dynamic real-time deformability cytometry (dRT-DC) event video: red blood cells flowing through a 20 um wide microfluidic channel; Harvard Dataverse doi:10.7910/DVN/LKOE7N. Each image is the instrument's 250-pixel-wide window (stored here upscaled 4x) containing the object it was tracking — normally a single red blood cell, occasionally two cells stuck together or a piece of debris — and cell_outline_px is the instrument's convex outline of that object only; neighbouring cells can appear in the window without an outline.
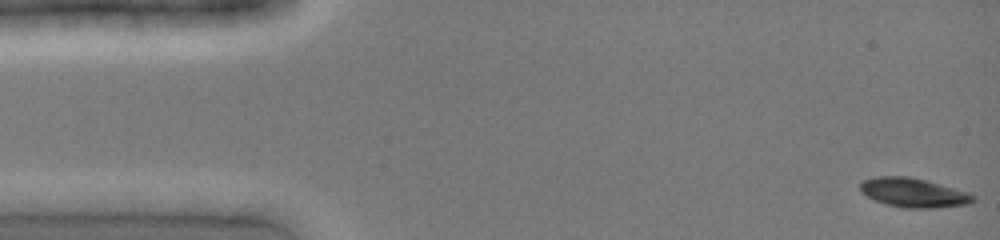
{"species": "common noctule bat (a hibernating species)", "species_latin": "Nyctalus noctula", "temperature_condition": "cold", "stored_images_in_passage": 19, "camera_frame_rate_fps": 3000, "um_per_image_px": 0.085, "animal": {"sex": "female", "body_mass_g": 19.0, "forearm_length_mm": 51.5}, "frame": {"image": 1, "passage_image": 1, "time_ms": 0.0, "image_size_px": [1000, 240], "cell_outline_px": [[976, 200], [968, 204], [936, 208], [904, 208], [884, 204], [860, 192], [860, 184], [864, 180], [876, 176], [908, 176], [940, 184], [968, 192], [976, 196]], "centroid_in_image_um": [77.66, 16.38], "position_along_channel_um": 7.3, "area_um2": 19.25}}
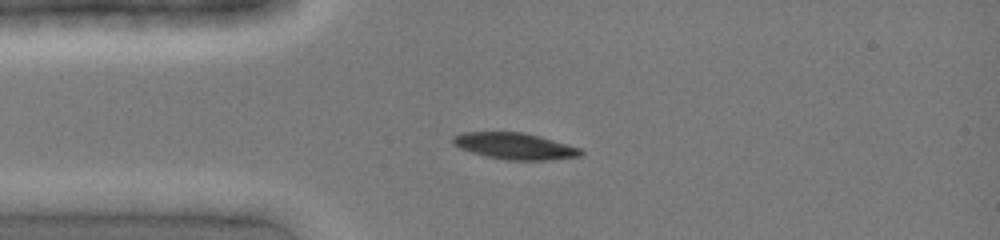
{"frame": {"image": 2, "passage_image": 10, "time_ms": 3.0, "image_size_px": [1000, 240], "cell_outline_px": [[584, 152], [580, 156], [552, 160], [504, 160], [484, 156], [460, 148], [452, 144], [452, 136], [460, 132], [524, 132], [540, 136], [580, 148]], "centroid_in_image_um": [43.73, 12.42], "position_along_channel_um": 41.3, "area_um2": 19.88}}
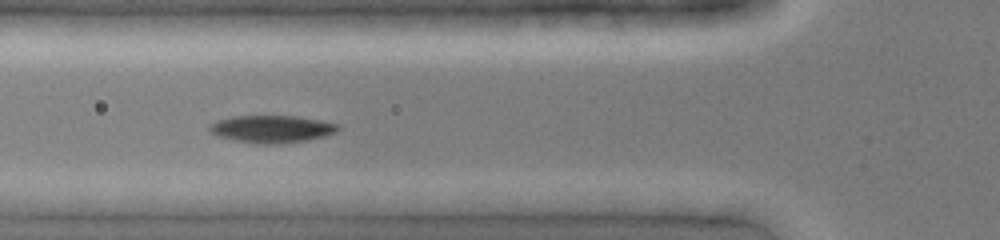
{"frame": {"image": 3, "passage_image": 15, "time_ms": 4.667, "image_size_px": [1000, 240], "cell_outline_px": [[340, 128], [336, 132], [324, 136], [308, 140], [280, 144], [256, 144], [236, 140], [220, 136], [212, 132], [208, 128], [208, 124], [216, 120], [232, 116], [296, 116], [320, 120], [340, 124]], "centroid_in_image_um": [23.12, 10.96], "position_along_channel_um": 102.7, "area_um2": 20.58}}